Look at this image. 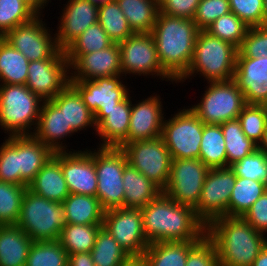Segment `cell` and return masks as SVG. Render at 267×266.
<instances>
[{"mask_svg":"<svg viewBox=\"0 0 267 266\" xmlns=\"http://www.w3.org/2000/svg\"><path fill=\"white\" fill-rule=\"evenodd\" d=\"M144 236L148 243L162 241H200L206 225L193 207L178 204L163 192L140 209Z\"/></svg>","mask_w":267,"mask_h":266,"instance_id":"1","label":"cell"},{"mask_svg":"<svg viewBox=\"0 0 267 266\" xmlns=\"http://www.w3.org/2000/svg\"><path fill=\"white\" fill-rule=\"evenodd\" d=\"M214 242L220 266H251L267 244V236L242 217L222 216L206 226Z\"/></svg>","mask_w":267,"mask_h":266,"instance_id":"2","label":"cell"},{"mask_svg":"<svg viewBox=\"0 0 267 266\" xmlns=\"http://www.w3.org/2000/svg\"><path fill=\"white\" fill-rule=\"evenodd\" d=\"M199 31L193 19L158 13L151 35L162 68L176 82L191 64Z\"/></svg>","mask_w":267,"mask_h":266,"instance_id":"3","label":"cell"},{"mask_svg":"<svg viewBox=\"0 0 267 266\" xmlns=\"http://www.w3.org/2000/svg\"><path fill=\"white\" fill-rule=\"evenodd\" d=\"M238 48L211 35L206 30L198 32L194 54L187 72L176 82L184 83L195 75L207 82L233 80ZM191 76V77H190Z\"/></svg>","mask_w":267,"mask_h":266,"instance_id":"4","label":"cell"},{"mask_svg":"<svg viewBox=\"0 0 267 266\" xmlns=\"http://www.w3.org/2000/svg\"><path fill=\"white\" fill-rule=\"evenodd\" d=\"M42 103L26 85L0 84V126L4 133L33 135Z\"/></svg>","mask_w":267,"mask_h":266,"instance_id":"5","label":"cell"},{"mask_svg":"<svg viewBox=\"0 0 267 266\" xmlns=\"http://www.w3.org/2000/svg\"><path fill=\"white\" fill-rule=\"evenodd\" d=\"M15 225L33 241L59 240L66 225L63 205L36 195L27 188Z\"/></svg>","mask_w":267,"mask_h":266,"instance_id":"6","label":"cell"},{"mask_svg":"<svg viewBox=\"0 0 267 266\" xmlns=\"http://www.w3.org/2000/svg\"><path fill=\"white\" fill-rule=\"evenodd\" d=\"M200 103L190 109L204 124H217L238 119L246 105L243 92L234 80L207 82Z\"/></svg>","mask_w":267,"mask_h":266,"instance_id":"7","label":"cell"},{"mask_svg":"<svg viewBox=\"0 0 267 266\" xmlns=\"http://www.w3.org/2000/svg\"><path fill=\"white\" fill-rule=\"evenodd\" d=\"M97 149V150H96ZM95 149V168L97 174L96 197L106 211L124 207L123 173L128 164L121 148L98 147Z\"/></svg>","mask_w":267,"mask_h":266,"instance_id":"8","label":"cell"},{"mask_svg":"<svg viewBox=\"0 0 267 266\" xmlns=\"http://www.w3.org/2000/svg\"><path fill=\"white\" fill-rule=\"evenodd\" d=\"M164 118L161 137L172 159H199L204 123L189 108Z\"/></svg>","mask_w":267,"mask_h":266,"instance_id":"9","label":"cell"},{"mask_svg":"<svg viewBox=\"0 0 267 266\" xmlns=\"http://www.w3.org/2000/svg\"><path fill=\"white\" fill-rule=\"evenodd\" d=\"M39 14L32 21L18 25L2 38L29 61L43 59H66L65 52L56 43L55 34L50 31ZM52 34L54 35L52 37Z\"/></svg>","mask_w":267,"mask_h":266,"instance_id":"10","label":"cell"},{"mask_svg":"<svg viewBox=\"0 0 267 266\" xmlns=\"http://www.w3.org/2000/svg\"><path fill=\"white\" fill-rule=\"evenodd\" d=\"M119 44L122 76H154L176 81L162 68L151 33H134ZM127 74V75H126Z\"/></svg>","mask_w":267,"mask_h":266,"instance_id":"11","label":"cell"},{"mask_svg":"<svg viewBox=\"0 0 267 266\" xmlns=\"http://www.w3.org/2000/svg\"><path fill=\"white\" fill-rule=\"evenodd\" d=\"M121 149L132 167L164 190L170 177L172 158L161 136L126 143Z\"/></svg>","mask_w":267,"mask_h":266,"instance_id":"12","label":"cell"},{"mask_svg":"<svg viewBox=\"0 0 267 266\" xmlns=\"http://www.w3.org/2000/svg\"><path fill=\"white\" fill-rule=\"evenodd\" d=\"M209 170L200 159H172L170 177L163 193L178 204L195 208Z\"/></svg>","mask_w":267,"mask_h":266,"instance_id":"13","label":"cell"},{"mask_svg":"<svg viewBox=\"0 0 267 266\" xmlns=\"http://www.w3.org/2000/svg\"><path fill=\"white\" fill-rule=\"evenodd\" d=\"M237 176L230 167L210 169L194 208L197 217L207 226L218 217H229V200Z\"/></svg>","mask_w":267,"mask_h":266,"instance_id":"14","label":"cell"},{"mask_svg":"<svg viewBox=\"0 0 267 266\" xmlns=\"http://www.w3.org/2000/svg\"><path fill=\"white\" fill-rule=\"evenodd\" d=\"M103 228L130 257H142L149 243L144 236L143 216L138 208H113L104 212Z\"/></svg>","mask_w":267,"mask_h":266,"instance_id":"15","label":"cell"},{"mask_svg":"<svg viewBox=\"0 0 267 266\" xmlns=\"http://www.w3.org/2000/svg\"><path fill=\"white\" fill-rule=\"evenodd\" d=\"M70 83L67 59L30 61L26 86L42 101L52 100Z\"/></svg>","mask_w":267,"mask_h":266,"instance_id":"16","label":"cell"},{"mask_svg":"<svg viewBox=\"0 0 267 266\" xmlns=\"http://www.w3.org/2000/svg\"><path fill=\"white\" fill-rule=\"evenodd\" d=\"M61 169L70 193L96 196L95 150L61 152Z\"/></svg>","mask_w":267,"mask_h":266,"instance_id":"17","label":"cell"},{"mask_svg":"<svg viewBox=\"0 0 267 266\" xmlns=\"http://www.w3.org/2000/svg\"><path fill=\"white\" fill-rule=\"evenodd\" d=\"M122 78V75H117L95 80L70 81V84L80 93L83 102L95 115L99 109H112L130 94Z\"/></svg>","mask_w":267,"mask_h":266,"instance_id":"18","label":"cell"},{"mask_svg":"<svg viewBox=\"0 0 267 266\" xmlns=\"http://www.w3.org/2000/svg\"><path fill=\"white\" fill-rule=\"evenodd\" d=\"M142 100H138L135 104L131 100L130 124L126 143L150 140L161 136L166 115L163 112L160 95L153 94Z\"/></svg>","mask_w":267,"mask_h":266,"instance_id":"19","label":"cell"},{"mask_svg":"<svg viewBox=\"0 0 267 266\" xmlns=\"http://www.w3.org/2000/svg\"><path fill=\"white\" fill-rule=\"evenodd\" d=\"M55 33L60 50H65L89 26L98 22V6L89 0H68Z\"/></svg>","mask_w":267,"mask_h":266,"instance_id":"20","label":"cell"},{"mask_svg":"<svg viewBox=\"0 0 267 266\" xmlns=\"http://www.w3.org/2000/svg\"><path fill=\"white\" fill-rule=\"evenodd\" d=\"M70 71V81L77 82L122 75L119 44L113 43L100 51L82 54L70 66Z\"/></svg>","mask_w":267,"mask_h":266,"instance_id":"21","label":"cell"},{"mask_svg":"<svg viewBox=\"0 0 267 266\" xmlns=\"http://www.w3.org/2000/svg\"><path fill=\"white\" fill-rule=\"evenodd\" d=\"M130 94L112 109H99L94 115L96 135L102 141L97 147L121 148L126 144L131 115Z\"/></svg>","mask_w":267,"mask_h":266,"instance_id":"22","label":"cell"},{"mask_svg":"<svg viewBox=\"0 0 267 266\" xmlns=\"http://www.w3.org/2000/svg\"><path fill=\"white\" fill-rule=\"evenodd\" d=\"M233 80L246 104L263 105L267 101V58L237 57Z\"/></svg>","mask_w":267,"mask_h":266,"instance_id":"23","label":"cell"},{"mask_svg":"<svg viewBox=\"0 0 267 266\" xmlns=\"http://www.w3.org/2000/svg\"><path fill=\"white\" fill-rule=\"evenodd\" d=\"M74 133L76 134L70 126H67L63 111L51 100L43 101L39 121L33 136L46 145L53 153H56L69 151L68 145L63 143V141L67 136H73Z\"/></svg>","mask_w":267,"mask_h":266,"instance_id":"24","label":"cell"},{"mask_svg":"<svg viewBox=\"0 0 267 266\" xmlns=\"http://www.w3.org/2000/svg\"><path fill=\"white\" fill-rule=\"evenodd\" d=\"M34 194L62 203L70 194L61 169V152L54 153L28 185Z\"/></svg>","mask_w":267,"mask_h":266,"instance_id":"25","label":"cell"},{"mask_svg":"<svg viewBox=\"0 0 267 266\" xmlns=\"http://www.w3.org/2000/svg\"><path fill=\"white\" fill-rule=\"evenodd\" d=\"M54 153L33 135L18 136L20 185L27 186Z\"/></svg>","mask_w":267,"mask_h":266,"instance_id":"26","label":"cell"},{"mask_svg":"<svg viewBox=\"0 0 267 266\" xmlns=\"http://www.w3.org/2000/svg\"><path fill=\"white\" fill-rule=\"evenodd\" d=\"M51 101L63 111L67 126H70L76 133L87 130L89 127H93L96 132L93 113L83 102L80 93L70 83Z\"/></svg>","mask_w":267,"mask_h":266,"instance_id":"27","label":"cell"},{"mask_svg":"<svg viewBox=\"0 0 267 266\" xmlns=\"http://www.w3.org/2000/svg\"><path fill=\"white\" fill-rule=\"evenodd\" d=\"M33 240L17 225H0V266H25Z\"/></svg>","mask_w":267,"mask_h":266,"instance_id":"28","label":"cell"},{"mask_svg":"<svg viewBox=\"0 0 267 266\" xmlns=\"http://www.w3.org/2000/svg\"><path fill=\"white\" fill-rule=\"evenodd\" d=\"M124 207L141 209L163 190L129 163L124 168Z\"/></svg>","mask_w":267,"mask_h":266,"instance_id":"29","label":"cell"},{"mask_svg":"<svg viewBox=\"0 0 267 266\" xmlns=\"http://www.w3.org/2000/svg\"><path fill=\"white\" fill-rule=\"evenodd\" d=\"M62 205L68 224L103 225L105 210L96 196L70 193Z\"/></svg>","mask_w":267,"mask_h":266,"instance_id":"30","label":"cell"},{"mask_svg":"<svg viewBox=\"0 0 267 266\" xmlns=\"http://www.w3.org/2000/svg\"><path fill=\"white\" fill-rule=\"evenodd\" d=\"M199 241H162L150 243L142 258L147 266H186L190 250Z\"/></svg>","mask_w":267,"mask_h":266,"instance_id":"31","label":"cell"},{"mask_svg":"<svg viewBox=\"0 0 267 266\" xmlns=\"http://www.w3.org/2000/svg\"><path fill=\"white\" fill-rule=\"evenodd\" d=\"M134 33H151L159 13V0H116Z\"/></svg>","mask_w":267,"mask_h":266,"instance_id":"32","label":"cell"},{"mask_svg":"<svg viewBox=\"0 0 267 266\" xmlns=\"http://www.w3.org/2000/svg\"><path fill=\"white\" fill-rule=\"evenodd\" d=\"M29 60L0 37V84L25 85Z\"/></svg>","mask_w":267,"mask_h":266,"instance_id":"33","label":"cell"},{"mask_svg":"<svg viewBox=\"0 0 267 266\" xmlns=\"http://www.w3.org/2000/svg\"><path fill=\"white\" fill-rule=\"evenodd\" d=\"M199 159L209 169L227 167V154L221 125L204 124Z\"/></svg>","mask_w":267,"mask_h":266,"instance_id":"34","label":"cell"},{"mask_svg":"<svg viewBox=\"0 0 267 266\" xmlns=\"http://www.w3.org/2000/svg\"><path fill=\"white\" fill-rule=\"evenodd\" d=\"M266 190L262 182L237 177L229 200V217H242Z\"/></svg>","mask_w":267,"mask_h":266,"instance_id":"35","label":"cell"},{"mask_svg":"<svg viewBox=\"0 0 267 266\" xmlns=\"http://www.w3.org/2000/svg\"><path fill=\"white\" fill-rule=\"evenodd\" d=\"M113 43L114 42L97 22L89 26L64 50V52L71 66L82 54L100 51L101 49L108 48Z\"/></svg>","mask_w":267,"mask_h":266,"instance_id":"36","label":"cell"},{"mask_svg":"<svg viewBox=\"0 0 267 266\" xmlns=\"http://www.w3.org/2000/svg\"><path fill=\"white\" fill-rule=\"evenodd\" d=\"M102 227L103 225L66 223L58 241L68 254L91 252Z\"/></svg>","mask_w":267,"mask_h":266,"instance_id":"37","label":"cell"},{"mask_svg":"<svg viewBox=\"0 0 267 266\" xmlns=\"http://www.w3.org/2000/svg\"><path fill=\"white\" fill-rule=\"evenodd\" d=\"M221 129L226 147L227 167L253 153L258 148V145L243 133L238 119L222 123Z\"/></svg>","mask_w":267,"mask_h":266,"instance_id":"38","label":"cell"},{"mask_svg":"<svg viewBox=\"0 0 267 266\" xmlns=\"http://www.w3.org/2000/svg\"><path fill=\"white\" fill-rule=\"evenodd\" d=\"M90 254L95 266H123L131 258L103 227Z\"/></svg>","mask_w":267,"mask_h":266,"instance_id":"39","label":"cell"},{"mask_svg":"<svg viewBox=\"0 0 267 266\" xmlns=\"http://www.w3.org/2000/svg\"><path fill=\"white\" fill-rule=\"evenodd\" d=\"M98 23L114 43L134 34L116 0L98 7Z\"/></svg>","mask_w":267,"mask_h":266,"instance_id":"40","label":"cell"},{"mask_svg":"<svg viewBox=\"0 0 267 266\" xmlns=\"http://www.w3.org/2000/svg\"><path fill=\"white\" fill-rule=\"evenodd\" d=\"M68 256L58 240L34 241L25 266H68Z\"/></svg>","mask_w":267,"mask_h":266,"instance_id":"41","label":"cell"},{"mask_svg":"<svg viewBox=\"0 0 267 266\" xmlns=\"http://www.w3.org/2000/svg\"><path fill=\"white\" fill-rule=\"evenodd\" d=\"M38 15L25 0H0V37L18 25L32 21Z\"/></svg>","mask_w":267,"mask_h":266,"instance_id":"42","label":"cell"},{"mask_svg":"<svg viewBox=\"0 0 267 266\" xmlns=\"http://www.w3.org/2000/svg\"><path fill=\"white\" fill-rule=\"evenodd\" d=\"M28 187L0 181V225L16 224Z\"/></svg>","mask_w":267,"mask_h":266,"instance_id":"43","label":"cell"},{"mask_svg":"<svg viewBox=\"0 0 267 266\" xmlns=\"http://www.w3.org/2000/svg\"><path fill=\"white\" fill-rule=\"evenodd\" d=\"M248 29L249 26L247 24H245L234 13L229 12L218 18L205 30L211 35L227 41L239 48Z\"/></svg>","mask_w":267,"mask_h":266,"instance_id":"44","label":"cell"},{"mask_svg":"<svg viewBox=\"0 0 267 266\" xmlns=\"http://www.w3.org/2000/svg\"><path fill=\"white\" fill-rule=\"evenodd\" d=\"M238 120L246 137L259 145L266 128L267 108L264 105L246 104Z\"/></svg>","mask_w":267,"mask_h":266,"instance_id":"45","label":"cell"},{"mask_svg":"<svg viewBox=\"0 0 267 266\" xmlns=\"http://www.w3.org/2000/svg\"><path fill=\"white\" fill-rule=\"evenodd\" d=\"M229 167L237 177L249 178L267 185V154L258 148Z\"/></svg>","mask_w":267,"mask_h":266,"instance_id":"46","label":"cell"},{"mask_svg":"<svg viewBox=\"0 0 267 266\" xmlns=\"http://www.w3.org/2000/svg\"><path fill=\"white\" fill-rule=\"evenodd\" d=\"M0 146V181L20 185L18 136H6Z\"/></svg>","mask_w":267,"mask_h":266,"instance_id":"47","label":"cell"},{"mask_svg":"<svg viewBox=\"0 0 267 266\" xmlns=\"http://www.w3.org/2000/svg\"><path fill=\"white\" fill-rule=\"evenodd\" d=\"M237 57L267 58V26L249 27Z\"/></svg>","mask_w":267,"mask_h":266,"instance_id":"48","label":"cell"},{"mask_svg":"<svg viewBox=\"0 0 267 266\" xmlns=\"http://www.w3.org/2000/svg\"><path fill=\"white\" fill-rule=\"evenodd\" d=\"M230 11L249 27L264 26V0H229Z\"/></svg>","mask_w":267,"mask_h":266,"instance_id":"49","label":"cell"},{"mask_svg":"<svg viewBox=\"0 0 267 266\" xmlns=\"http://www.w3.org/2000/svg\"><path fill=\"white\" fill-rule=\"evenodd\" d=\"M231 12L229 0H200L193 21L200 30H205L221 16Z\"/></svg>","mask_w":267,"mask_h":266,"instance_id":"50","label":"cell"},{"mask_svg":"<svg viewBox=\"0 0 267 266\" xmlns=\"http://www.w3.org/2000/svg\"><path fill=\"white\" fill-rule=\"evenodd\" d=\"M186 266H220L215 244L207 235L190 250Z\"/></svg>","mask_w":267,"mask_h":266,"instance_id":"51","label":"cell"},{"mask_svg":"<svg viewBox=\"0 0 267 266\" xmlns=\"http://www.w3.org/2000/svg\"><path fill=\"white\" fill-rule=\"evenodd\" d=\"M200 0H159V12L173 17L193 19Z\"/></svg>","mask_w":267,"mask_h":266,"instance_id":"52","label":"cell"},{"mask_svg":"<svg viewBox=\"0 0 267 266\" xmlns=\"http://www.w3.org/2000/svg\"><path fill=\"white\" fill-rule=\"evenodd\" d=\"M242 218L255 230L266 236L267 232V190L253 203Z\"/></svg>","mask_w":267,"mask_h":266,"instance_id":"53","label":"cell"},{"mask_svg":"<svg viewBox=\"0 0 267 266\" xmlns=\"http://www.w3.org/2000/svg\"><path fill=\"white\" fill-rule=\"evenodd\" d=\"M68 255V266H95L90 252Z\"/></svg>","mask_w":267,"mask_h":266,"instance_id":"54","label":"cell"},{"mask_svg":"<svg viewBox=\"0 0 267 266\" xmlns=\"http://www.w3.org/2000/svg\"><path fill=\"white\" fill-rule=\"evenodd\" d=\"M29 5H31L39 14H42V10L48 5L51 0H25Z\"/></svg>","mask_w":267,"mask_h":266,"instance_id":"55","label":"cell"},{"mask_svg":"<svg viewBox=\"0 0 267 266\" xmlns=\"http://www.w3.org/2000/svg\"><path fill=\"white\" fill-rule=\"evenodd\" d=\"M251 266H267V244L258 254V257L254 260Z\"/></svg>","mask_w":267,"mask_h":266,"instance_id":"56","label":"cell"},{"mask_svg":"<svg viewBox=\"0 0 267 266\" xmlns=\"http://www.w3.org/2000/svg\"><path fill=\"white\" fill-rule=\"evenodd\" d=\"M123 266H147L142 257H131Z\"/></svg>","mask_w":267,"mask_h":266,"instance_id":"57","label":"cell"},{"mask_svg":"<svg viewBox=\"0 0 267 266\" xmlns=\"http://www.w3.org/2000/svg\"><path fill=\"white\" fill-rule=\"evenodd\" d=\"M258 149L264 151L267 154V123H266V128H265V131H264V135H263L262 141L258 145Z\"/></svg>","mask_w":267,"mask_h":266,"instance_id":"58","label":"cell"},{"mask_svg":"<svg viewBox=\"0 0 267 266\" xmlns=\"http://www.w3.org/2000/svg\"><path fill=\"white\" fill-rule=\"evenodd\" d=\"M91 3H93L96 6L104 5L107 2L113 1V0H89Z\"/></svg>","mask_w":267,"mask_h":266,"instance_id":"59","label":"cell"},{"mask_svg":"<svg viewBox=\"0 0 267 266\" xmlns=\"http://www.w3.org/2000/svg\"><path fill=\"white\" fill-rule=\"evenodd\" d=\"M264 26H267V0H264Z\"/></svg>","mask_w":267,"mask_h":266,"instance_id":"60","label":"cell"},{"mask_svg":"<svg viewBox=\"0 0 267 266\" xmlns=\"http://www.w3.org/2000/svg\"><path fill=\"white\" fill-rule=\"evenodd\" d=\"M263 105L267 108V101Z\"/></svg>","mask_w":267,"mask_h":266,"instance_id":"61","label":"cell"}]
</instances>
